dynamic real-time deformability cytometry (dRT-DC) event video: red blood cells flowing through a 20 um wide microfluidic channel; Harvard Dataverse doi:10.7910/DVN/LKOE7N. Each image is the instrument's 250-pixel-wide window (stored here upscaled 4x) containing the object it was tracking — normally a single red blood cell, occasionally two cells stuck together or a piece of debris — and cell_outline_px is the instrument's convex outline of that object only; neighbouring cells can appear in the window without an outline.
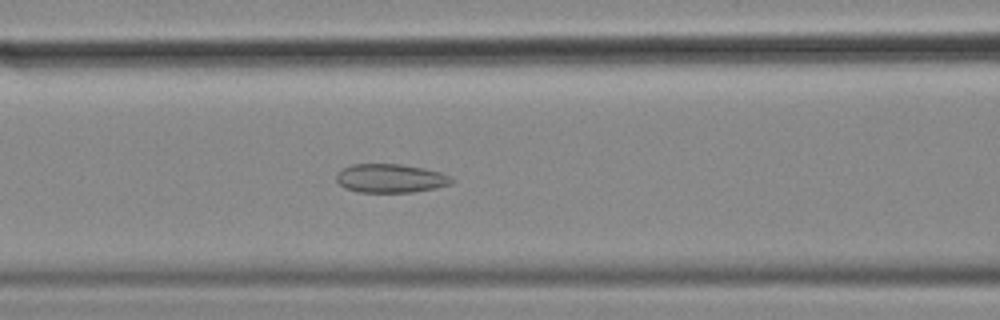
{"species": "common noctule bat (a hibernating species)", "species_latin": "Nyctalus noctula", "temperature_condition": "cold", "stored_images_in_passage": 56, "camera_frame_rate_fps": 3000, "um_per_image_px": 0.085, "animal": {"sex": "female", "body_mass_g": 18.4}, "frame": {"image": 1, "passage_image": 23, "time_ms": 7.333, "image_size_px": [1000, 320], "cell_outline_px": [[456, 180], [452, 184], [412, 192], [360, 192], [344, 188], [336, 180], [336, 172], [352, 164], [400, 164], [440, 172]], "centroid_in_image_um": [33.16, 15.16], "position_along_channel_um": 133.4, "area_um2": 19.13}}
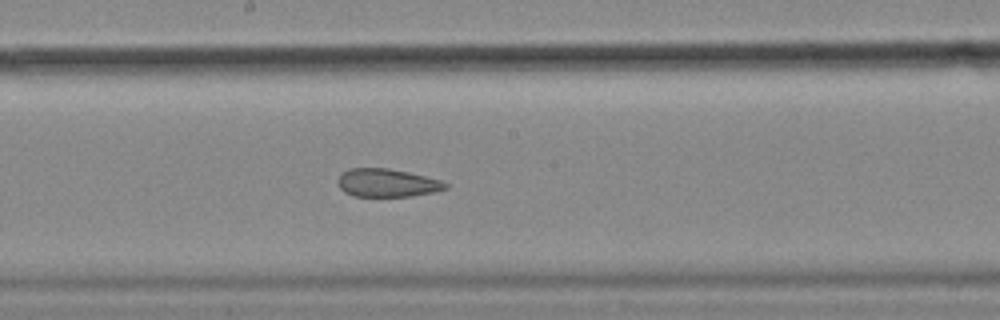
{"frame": {"image": 2, "passage_image": 30, "time_ms": 9.667, "image_size_px": [1000, 320], "cell_outline_px": [[448, 188], [436, 192], [412, 196], [352, 196], [344, 192], [340, 188], [336, 180], [340, 172], [348, 168], [388, 168], [408, 172], [440, 180], [448, 184]], "centroid_in_image_um": [32.86, 15.54], "position_along_channel_um": 215.3, "area_um2": 17.86}}
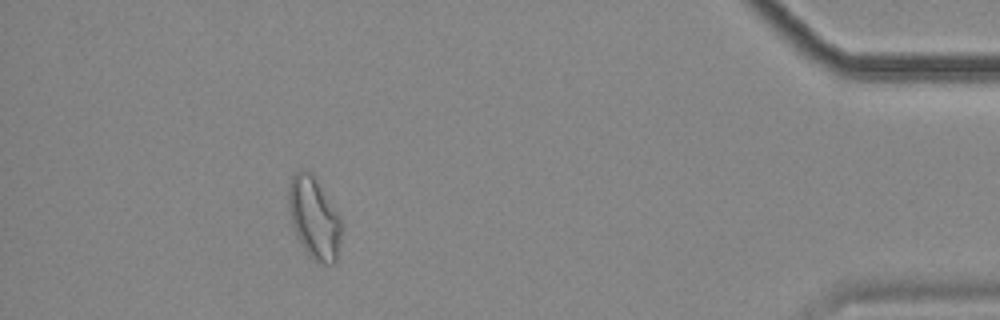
{"frame": {"image": 3, "passage_image": 51, "time_ms": 16.667, "image_size_px": [1000, 320], "cell_outline_px": [[340, 240], [336, 260], [332, 264], [324, 264], [312, 260], [300, 244], [296, 236], [292, 224], [288, 208], [288, 188], [292, 176], [300, 168], [304, 168], [312, 172], [340, 216]], "centroid_in_image_um": [26.67, 18.5], "position_along_channel_um": 408.5, "area_um2": 25.32}, "authors_computed_cell_mechanics": {"area_um2": 22.5131, "velocity_mm_per_s": 3.5295, "shape_relaxation_time_tau1_ms": null, "shape_relaxation_time_tau2_ms": 2.722, "deformation_change_tau1": null, "deformation_change_tau2": 0.0939}}